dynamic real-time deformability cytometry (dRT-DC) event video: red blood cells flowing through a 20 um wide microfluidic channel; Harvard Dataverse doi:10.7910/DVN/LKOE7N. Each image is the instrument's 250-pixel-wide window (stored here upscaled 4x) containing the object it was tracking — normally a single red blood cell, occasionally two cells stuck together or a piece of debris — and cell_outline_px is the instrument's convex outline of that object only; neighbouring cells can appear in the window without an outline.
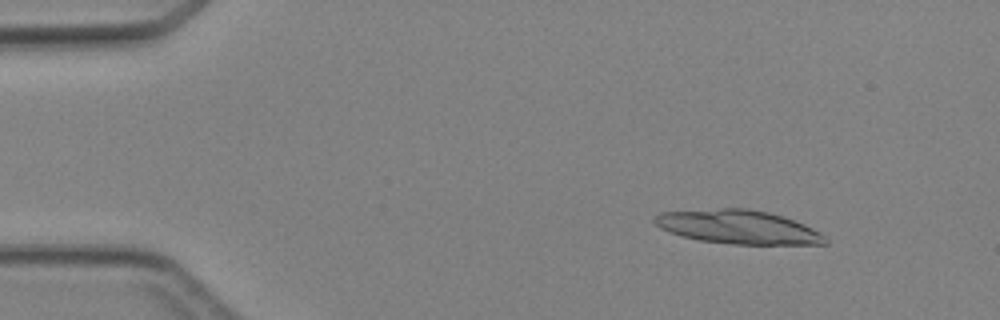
{"species": "Egyptian fruit bat (a non-hibernating species)", "species_latin": "Rousettus aegyptiacus", "temperature_condition": "cold", "stored_images_in_passage": 5, "camera_frame_rate_fps": 3000, "um_per_image_px": 0.085, "animal": {"sex": "female"}, "frame": {"image": 1, "passage_image": 5, "time_ms": 5.333, "image_size_px": [1000, 320], "cell_outline_px": [[828, 244], [732, 244], [700, 240], [680, 236], [660, 228], [652, 220], [660, 212], [720, 208], [748, 208], [768, 212], [804, 224], [820, 232], [828, 240]], "centroid_in_image_um": [62.72, 19.29], "position_along_channel_um": 22.3, "area_um2": 33.41}}